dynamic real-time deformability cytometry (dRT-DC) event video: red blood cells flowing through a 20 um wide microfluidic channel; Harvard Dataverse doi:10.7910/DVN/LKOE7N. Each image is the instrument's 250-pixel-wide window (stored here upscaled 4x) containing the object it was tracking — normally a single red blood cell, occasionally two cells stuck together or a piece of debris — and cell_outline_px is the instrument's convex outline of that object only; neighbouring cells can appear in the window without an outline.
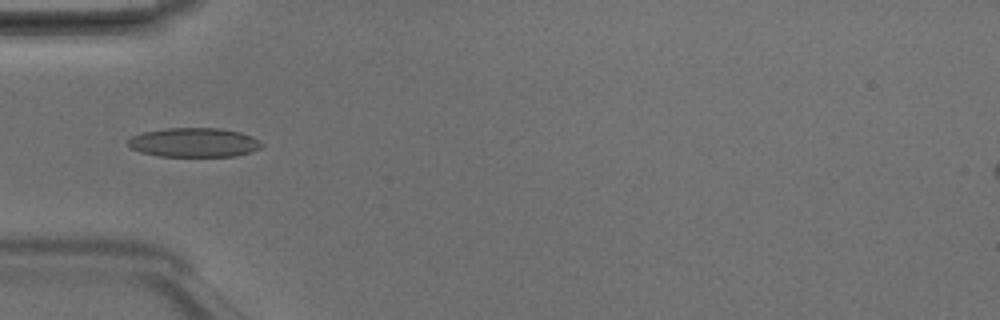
{"species": "Egyptian fruit bat (a non-hibernating species)", "species_latin": "Rousettus aegyptiacus", "temperature_condition": "room temperature", "stored_images_in_passage": 5, "camera_frame_rate_fps": 3000, "um_per_image_px": 0.085, "animal": {"sex": "male"}, "frame": {"image": 1, "passage_image": 5, "time_ms": 1.333, "image_size_px": [1000, 320], "cell_outline_px": [[264, 144], [260, 148], [236, 156], [160, 156], [140, 152], [128, 148], [128, 140], [132, 136], [144, 132], [164, 128], [220, 128], [240, 132], [252, 136]], "centroid_in_image_um": [16.47, 12.11], "position_along_channel_um": 68.5, "area_um2": 22.77}}